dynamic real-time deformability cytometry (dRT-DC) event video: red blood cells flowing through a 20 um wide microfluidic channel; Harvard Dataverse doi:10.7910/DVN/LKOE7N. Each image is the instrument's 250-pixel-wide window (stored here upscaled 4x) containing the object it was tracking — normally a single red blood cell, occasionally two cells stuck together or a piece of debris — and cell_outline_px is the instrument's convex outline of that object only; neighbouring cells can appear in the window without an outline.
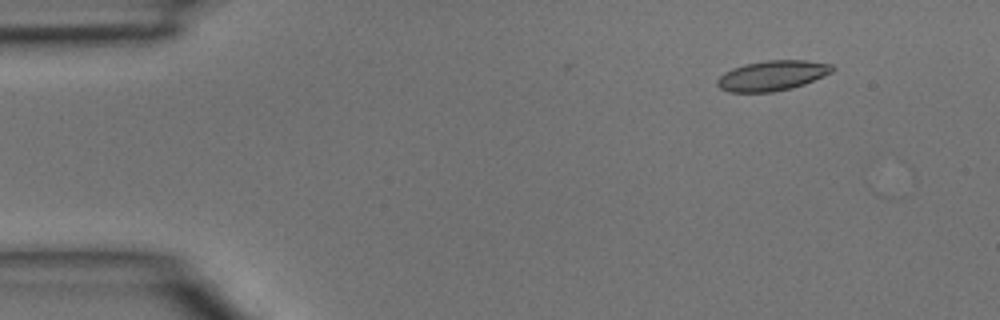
{"species": "common noctule bat (a hibernating species)", "species_latin": "Nyctalus noctula", "temperature_condition": "room temperature", "stored_images_in_passage": 5, "camera_frame_rate_fps": 3000, "um_per_image_px": 0.085, "animal": {"sex": "male", "body_mass_g": 15.6}, "frame": {"image": 1, "passage_image": 2, "time_ms": 0.333, "image_size_px": [1000, 320], "cell_outline_px": [[836, 68], [832, 72], [804, 84], [792, 88], [772, 92], [728, 92], [720, 88], [716, 84], [716, 80], [724, 72], [732, 68], [744, 64], [768, 60], [804, 60], [832, 64]], "centroid_in_image_um": [65.62, 6.42], "position_along_channel_um": 19.4, "area_um2": 20.23}}